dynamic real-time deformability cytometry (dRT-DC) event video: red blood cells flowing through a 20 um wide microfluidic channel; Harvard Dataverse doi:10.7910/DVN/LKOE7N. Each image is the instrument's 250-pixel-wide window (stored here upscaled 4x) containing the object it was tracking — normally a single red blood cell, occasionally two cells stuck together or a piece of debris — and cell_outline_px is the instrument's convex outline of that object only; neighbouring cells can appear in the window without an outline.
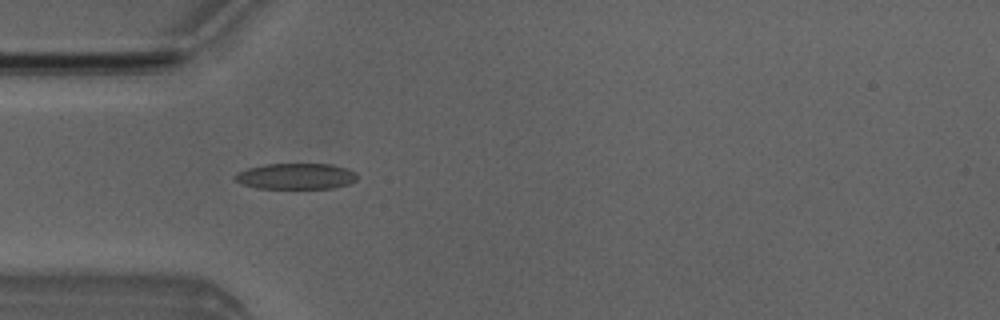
{"species": "Egyptian fruit bat (a non-hibernating species)", "species_latin": "Rousettus aegyptiacus", "temperature_condition": "room temperature", "stored_images_in_passage": 1, "camera_frame_rate_fps": 3000, "um_per_image_px": 0.085, "animal": {"sex": "male"}, "frame": {"image": 1, "passage_image": 1, "time_ms": 0.0, "image_size_px": [1000, 320], "cell_outline_px": [[356, 180], [348, 184], [332, 188], [256, 188], [244, 184], [236, 180], [232, 176], [236, 172], [248, 168], [268, 164], [332, 164], [356, 172]], "centroid_in_image_um": [25.14, 14.98], "position_along_channel_um": 59.9, "area_um2": 18.32}}